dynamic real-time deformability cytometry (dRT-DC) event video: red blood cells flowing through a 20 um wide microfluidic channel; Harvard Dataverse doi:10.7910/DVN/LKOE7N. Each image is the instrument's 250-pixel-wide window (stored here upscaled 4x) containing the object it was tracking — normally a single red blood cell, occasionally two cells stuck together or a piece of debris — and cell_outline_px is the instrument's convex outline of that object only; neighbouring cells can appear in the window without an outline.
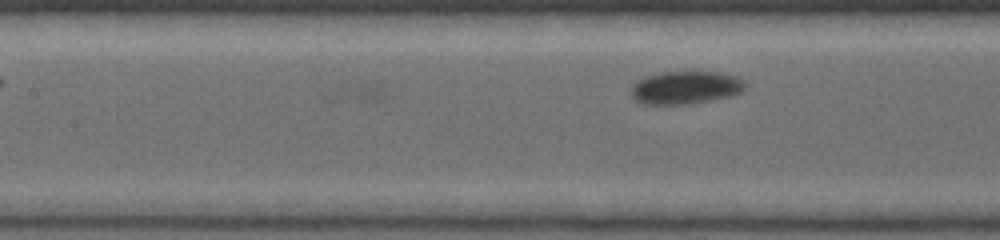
{"species": "common noctule bat (a hibernating species)", "species_latin": "Nyctalus noctula", "temperature_condition": "warm", "stored_images_in_passage": 6, "camera_frame_rate_fps": 5000, "um_per_image_px": 0.085, "animal": {"sex": "female", "body_mass_g": 19.0, "forearm_length_mm": 53.3}, "frame": {"image": 1, "passage_image": 6, "time_ms": 1.8, "image_size_px": [1000, 240], "cell_outline_px": [[744, 88], [740, 92], [732, 96], [712, 100], [688, 104], [640, 104], [632, 96], [632, 84], [636, 80], [660, 72], [720, 72], [736, 76], [744, 80]], "centroid_in_image_um": [58.27, 7.45], "position_along_channel_um": 149.1, "area_um2": 21.91}}